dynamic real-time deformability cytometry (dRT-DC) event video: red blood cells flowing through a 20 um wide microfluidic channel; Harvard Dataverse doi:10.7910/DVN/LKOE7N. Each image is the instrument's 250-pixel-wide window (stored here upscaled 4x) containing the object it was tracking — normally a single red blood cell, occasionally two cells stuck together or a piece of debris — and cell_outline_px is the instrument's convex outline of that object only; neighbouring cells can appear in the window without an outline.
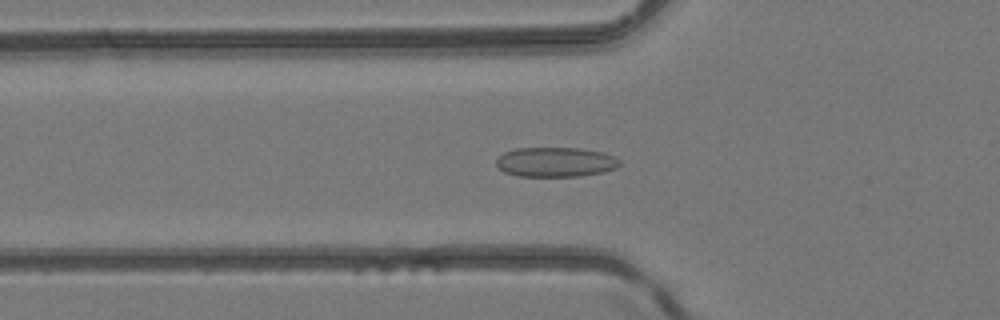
{"species": "common noctule bat (a hibernating species)", "species_latin": "Nyctalus noctula", "temperature_condition": "room temperature", "stored_images_in_passage": 33, "camera_frame_rate_fps": 3000, "um_per_image_px": 0.085, "animal": {"sex": "female", "body_mass_g": 24.6, "forearm_length_mm": 56.2}, "frame": {"image": 1, "passage_image": 4, "time_ms": 1.0, "image_size_px": [1000, 320], "cell_outline_px": [[620, 164], [616, 168], [604, 172], [580, 176], [516, 176], [504, 172], [496, 164], [496, 160], [504, 152], [516, 148], [580, 148], [604, 152], [616, 156], [620, 160]], "centroid_in_image_um": [47.25, 13.77], "position_along_channel_um": 78.5, "area_um2": 21.5}}
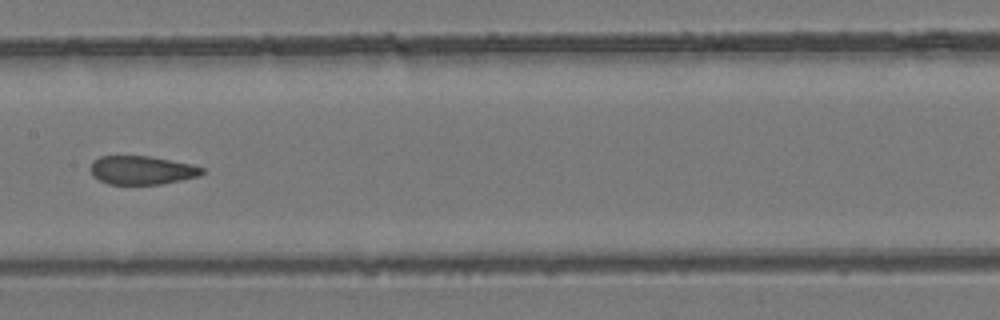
{"frame": {"image": 2, "passage_image": 12, "time_ms": 3.667, "image_size_px": [1000, 320], "cell_outline_px": [[204, 172], [200, 176], [160, 184], [108, 184], [92, 176], [88, 168], [92, 160], [100, 156], [148, 156], [192, 164], [204, 168]], "centroid_in_image_um": [12.01, 14.46], "position_along_channel_um": 195.4, "area_um2": 18.73}}
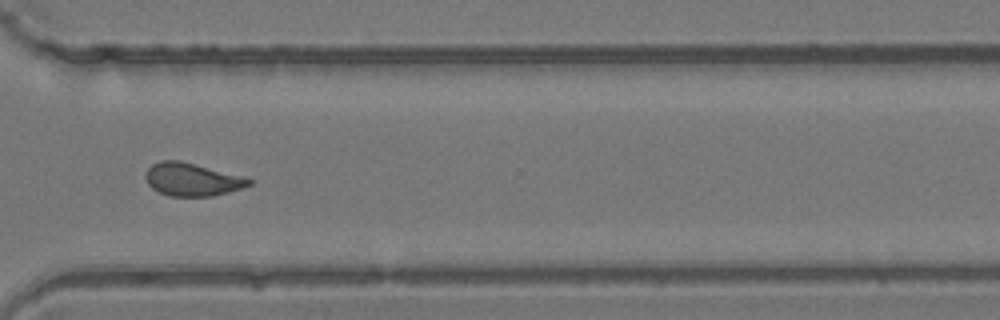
{"frame": {"image": 3, "passage_image": 23, "time_ms": 7.333, "image_size_px": [1000, 320], "cell_outline_px": [[252, 184], [228, 192], [212, 196], [168, 196], [152, 188], [148, 184], [144, 176], [148, 168], [152, 164], [160, 160], [180, 160], [244, 176], [252, 180]], "centroid_in_image_um": [16.31, 15.24], "position_along_channel_um": 354.3, "area_um2": 19.88}}